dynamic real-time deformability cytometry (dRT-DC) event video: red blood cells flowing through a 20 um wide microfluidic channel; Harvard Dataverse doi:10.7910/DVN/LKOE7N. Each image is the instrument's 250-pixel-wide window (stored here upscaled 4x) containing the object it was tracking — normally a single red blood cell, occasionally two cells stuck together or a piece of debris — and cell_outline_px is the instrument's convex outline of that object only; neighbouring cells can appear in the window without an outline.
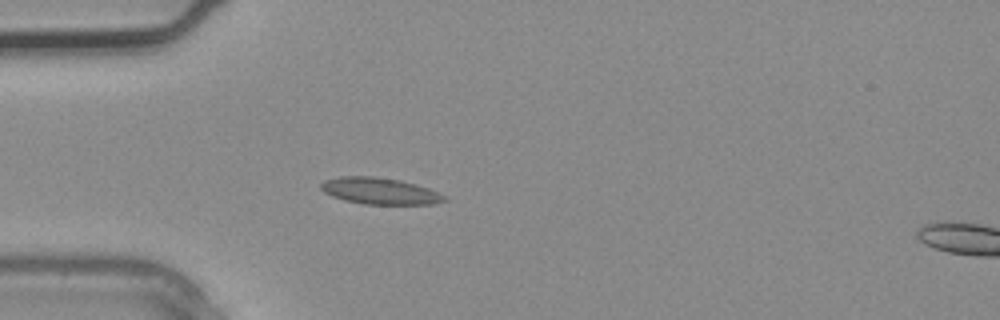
{"species": "common noctule bat (a hibernating species)", "species_latin": "Nyctalus noctula", "temperature_condition": "warm", "stored_images_in_passage": 3, "camera_frame_rate_fps": 3000, "um_per_image_px": 0.085, "animal": {"sex": "male", "body_mass_g": 20.4}, "frame": {"image": 1, "passage_image": 2, "time_ms": 0.333, "image_size_px": [1000, 320], "cell_outline_px": [[448, 200], [436, 204], [364, 204], [344, 200], [332, 196], [324, 192], [320, 188], [320, 184], [324, 180], [340, 176], [376, 176], [400, 180], [416, 184], [428, 188], [448, 196]], "centroid_in_image_um": [32.31, 16.23], "position_along_channel_um": 52.7, "area_um2": 19.31}}